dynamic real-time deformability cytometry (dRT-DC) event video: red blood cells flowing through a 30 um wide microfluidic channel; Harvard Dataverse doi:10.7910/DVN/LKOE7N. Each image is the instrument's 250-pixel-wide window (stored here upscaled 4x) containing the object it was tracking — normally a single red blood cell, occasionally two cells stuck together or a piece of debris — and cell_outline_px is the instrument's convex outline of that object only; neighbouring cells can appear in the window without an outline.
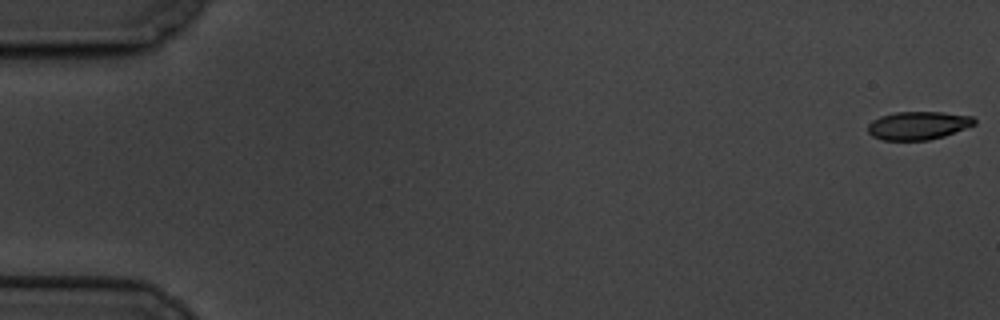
{"species": "common noctule bat (a hibernating species)", "species_latin": "Nyctalus noctula", "temperature_condition": "cold", "stored_images_in_passage": 61, "camera_frame_rate_fps": 3000, "um_per_image_px": 0.085, "animal": {"sex": "male", "body_mass_g": 19.5, "forearm_length_mm": 54.6}, "frame": {"image": 1, "passage_image": 1, "time_ms": 0.0, "image_size_px": [1000, 320], "cell_outline_px": [[976, 124], [944, 136], [928, 140], [880, 140], [872, 136], [868, 132], [868, 124], [872, 120], [880, 116], [896, 112], [940, 112], [972, 116], [976, 120]], "centroid_in_image_um": [78.02, 10.67], "position_along_channel_um": 7.0, "area_um2": 17.51}}
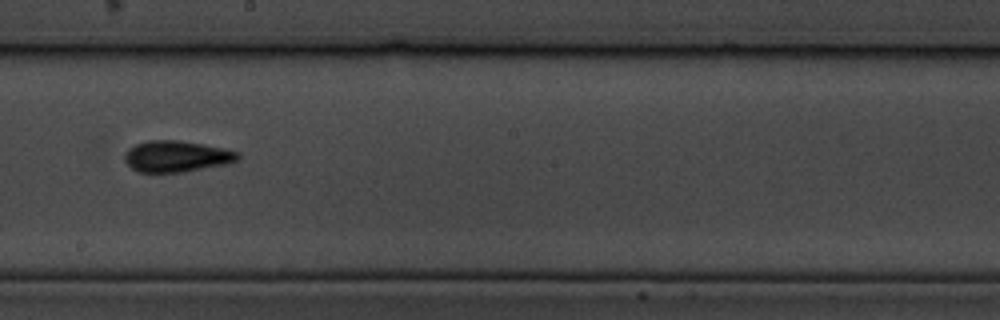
{"frame": {"image": 2, "passage_image": 35, "time_ms": 11.333, "image_size_px": [1000, 320], "cell_outline_px": [[240, 156], [236, 160], [228, 164], [184, 172], [140, 172], [132, 168], [124, 160], [124, 156], [128, 148], [136, 144], [148, 140], [180, 140], [204, 144], [224, 148], [240, 152]], "centroid_in_image_um": [15.03, 13.28], "position_along_channel_um": 233.2, "area_um2": 20.75}}
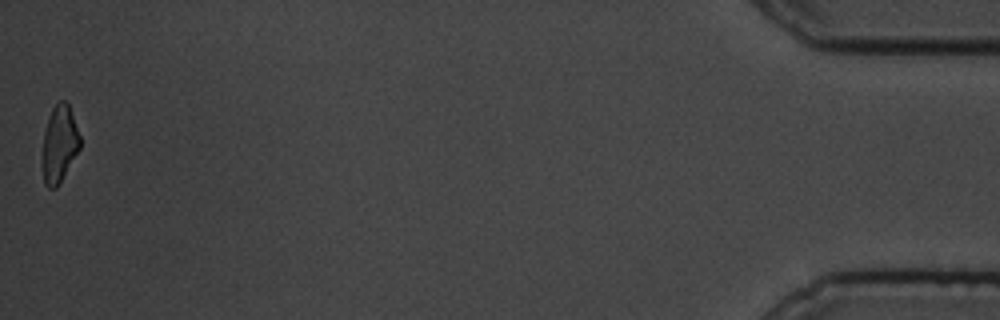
{"frame": {"image": 3, "passage_image": 61, "time_ms": 20.0, "image_size_px": [1000, 320], "cell_outline_px": [[80, 148], [56, 188], [48, 188], [44, 184], [40, 164], [44, 132], [52, 108], [60, 100], [64, 100], [68, 104], [80, 136]], "centroid_in_image_um": [5.0, 12.28], "position_along_channel_um": 430.2, "area_um2": 16.94}, "authors_computed_cell_mechanics": {"area_um2": 18.785, "velocity_mm_per_s": 3.3267, "shape_relaxation_time_tau1_ms": 3.1939, "shape_relaxation_time_tau2_ms": 3.3401, "deformation_change_tau1": 0.1412, "deformation_change_tau2": 0.0919}}